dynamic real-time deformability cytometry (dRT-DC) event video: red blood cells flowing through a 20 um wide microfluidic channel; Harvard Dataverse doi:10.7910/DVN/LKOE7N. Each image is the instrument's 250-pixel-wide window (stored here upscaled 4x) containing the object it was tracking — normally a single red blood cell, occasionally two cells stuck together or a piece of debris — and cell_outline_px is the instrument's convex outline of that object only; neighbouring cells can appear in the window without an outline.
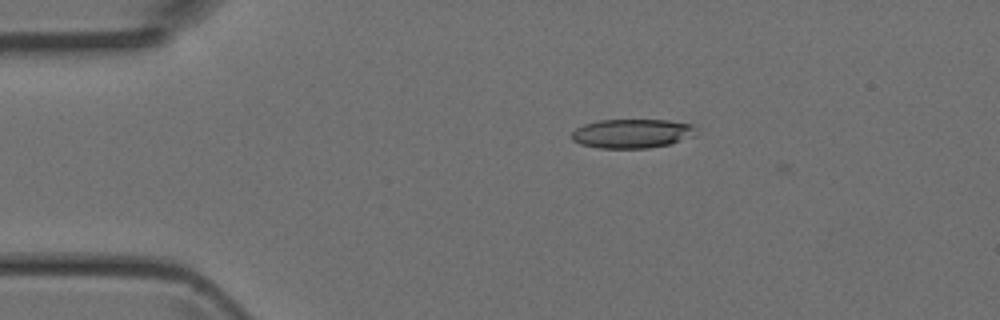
{"species": "Egyptian fruit bat (a non-hibernating species)", "species_latin": "Rousettus aegyptiacus", "temperature_condition": "room temperature", "stored_images_in_passage": 6, "camera_frame_rate_fps": 3000, "um_per_image_px": 0.085, "animal": {"sex": "female"}, "frame": {"image": 1, "passage_image": 4, "time_ms": 1.0, "image_size_px": [1000, 320], "cell_outline_px": [[696, 128], [692, 136], [672, 144], [648, 148], [600, 148], [580, 144], [572, 140], [572, 132], [576, 128], [584, 124], [600, 120], [668, 120], [692, 124]], "centroid_in_image_um": [53.72, 11.35], "position_along_channel_um": 31.3, "area_um2": 21.1}}